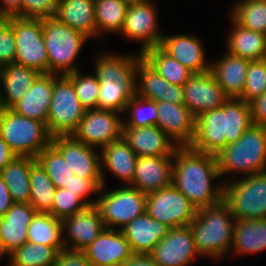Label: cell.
Instances as JSON below:
<instances>
[{"mask_svg": "<svg viewBox=\"0 0 266 266\" xmlns=\"http://www.w3.org/2000/svg\"><path fill=\"white\" fill-rule=\"evenodd\" d=\"M184 104L197 118L202 113L220 108L229 99L212 72L194 73L183 85Z\"/></svg>", "mask_w": 266, "mask_h": 266, "instance_id": "16", "label": "cell"}, {"mask_svg": "<svg viewBox=\"0 0 266 266\" xmlns=\"http://www.w3.org/2000/svg\"><path fill=\"white\" fill-rule=\"evenodd\" d=\"M131 0H94L97 39L105 33H120ZM102 33V34H101Z\"/></svg>", "mask_w": 266, "mask_h": 266, "instance_id": "36", "label": "cell"}, {"mask_svg": "<svg viewBox=\"0 0 266 266\" xmlns=\"http://www.w3.org/2000/svg\"><path fill=\"white\" fill-rule=\"evenodd\" d=\"M112 110H85L80 124L72 136L88 146H107L122 138L123 119Z\"/></svg>", "mask_w": 266, "mask_h": 266, "instance_id": "13", "label": "cell"}, {"mask_svg": "<svg viewBox=\"0 0 266 266\" xmlns=\"http://www.w3.org/2000/svg\"><path fill=\"white\" fill-rule=\"evenodd\" d=\"M37 70L11 63L0 68V82H2V97L7 108H11L31 88L33 82L40 75Z\"/></svg>", "mask_w": 266, "mask_h": 266, "instance_id": "31", "label": "cell"}, {"mask_svg": "<svg viewBox=\"0 0 266 266\" xmlns=\"http://www.w3.org/2000/svg\"><path fill=\"white\" fill-rule=\"evenodd\" d=\"M16 38L12 23L7 18H0V68L15 63Z\"/></svg>", "mask_w": 266, "mask_h": 266, "instance_id": "46", "label": "cell"}, {"mask_svg": "<svg viewBox=\"0 0 266 266\" xmlns=\"http://www.w3.org/2000/svg\"><path fill=\"white\" fill-rule=\"evenodd\" d=\"M145 212L169 228L188 226L196 207L173 184L147 194Z\"/></svg>", "mask_w": 266, "mask_h": 266, "instance_id": "12", "label": "cell"}, {"mask_svg": "<svg viewBox=\"0 0 266 266\" xmlns=\"http://www.w3.org/2000/svg\"><path fill=\"white\" fill-rule=\"evenodd\" d=\"M27 238L28 242L53 247L58 252L65 249L62 220L50 213H35L28 227Z\"/></svg>", "mask_w": 266, "mask_h": 266, "instance_id": "35", "label": "cell"}, {"mask_svg": "<svg viewBox=\"0 0 266 266\" xmlns=\"http://www.w3.org/2000/svg\"><path fill=\"white\" fill-rule=\"evenodd\" d=\"M86 207L87 205L74 193L65 188H56L50 214L57 219L63 220L83 211Z\"/></svg>", "mask_w": 266, "mask_h": 266, "instance_id": "45", "label": "cell"}, {"mask_svg": "<svg viewBox=\"0 0 266 266\" xmlns=\"http://www.w3.org/2000/svg\"><path fill=\"white\" fill-rule=\"evenodd\" d=\"M230 13L238 25L266 34V2L240 0Z\"/></svg>", "mask_w": 266, "mask_h": 266, "instance_id": "40", "label": "cell"}, {"mask_svg": "<svg viewBox=\"0 0 266 266\" xmlns=\"http://www.w3.org/2000/svg\"><path fill=\"white\" fill-rule=\"evenodd\" d=\"M240 179L224 183L223 201L234 219H266V171Z\"/></svg>", "mask_w": 266, "mask_h": 266, "instance_id": "8", "label": "cell"}, {"mask_svg": "<svg viewBox=\"0 0 266 266\" xmlns=\"http://www.w3.org/2000/svg\"><path fill=\"white\" fill-rule=\"evenodd\" d=\"M56 188H64L75 175L62 154L52 145L45 147L36 157Z\"/></svg>", "mask_w": 266, "mask_h": 266, "instance_id": "41", "label": "cell"}, {"mask_svg": "<svg viewBox=\"0 0 266 266\" xmlns=\"http://www.w3.org/2000/svg\"><path fill=\"white\" fill-rule=\"evenodd\" d=\"M0 137L16 156L35 159L52 140L45 123L19 115L10 108L0 119Z\"/></svg>", "mask_w": 266, "mask_h": 266, "instance_id": "7", "label": "cell"}, {"mask_svg": "<svg viewBox=\"0 0 266 266\" xmlns=\"http://www.w3.org/2000/svg\"><path fill=\"white\" fill-rule=\"evenodd\" d=\"M159 47L193 73H203L210 70L211 64L206 62L202 42L196 36L163 35Z\"/></svg>", "mask_w": 266, "mask_h": 266, "instance_id": "25", "label": "cell"}, {"mask_svg": "<svg viewBox=\"0 0 266 266\" xmlns=\"http://www.w3.org/2000/svg\"><path fill=\"white\" fill-rule=\"evenodd\" d=\"M83 252L92 266H122L134 254L122 231L108 228Z\"/></svg>", "mask_w": 266, "mask_h": 266, "instance_id": "18", "label": "cell"}, {"mask_svg": "<svg viewBox=\"0 0 266 266\" xmlns=\"http://www.w3.org/2000/svg\"><path fill=\"white\" fill-rule=\"evenodd\" d=\"M157 126L179 147L189 146L194 139L195 117L185 104L157 102Z\"/></svg>", "mask_w": 266, "mask_h": 266, "instance_id": "20", "label": "cell"}, {"mask_svg": "<svg viewBox=\"0 0 266 266\" xmlns=\"http://www.w3.org/2000/svg\"><path fill=\"white\" fill-rule=\"evenodd\" d=\"M58 254L53 247L27 241L8 256L9 266H52Z\"/></svg>", "mask_w": 266, "mask_h": 266, "instance_id": "39", "label": "cell"}, {"mask_svg": "<svg viewBox=\"0 0 266 266\" xmlns=\"http://www.w3.org/2000/svg\"><path fill=\"white\" fill-rule=\"evenodd\" d=\"M156 9L150 0H131L122 27V33L128 39L142 42L140 53L159 46L163 37L158 30Z\"/></svg>", "mask_w": 266, "mask_h": 266, "instance_id": "14", "label": "cell"}, {"mask_svg": "<svg viewBox=\"0 0 266 266\" xmlns=\"http://www.w3.org/2000/svg\"><path fill=\"white\" fill-rule=\"evenodd\" d=\"M122 266H158L150 254H133Z\"/></svg>", "mask_w": 266, "mask_h": 266, "instance_id": "53", "label": "cell"}, {"mask_svg": "<svg viewBox=\"0 0 266 266\" xmlns=\"http://www.w3.org/2000/svg\"><path fill=\"white\" fill-rule=\"evenodd\" d=\"M0 18H7L9 16H17L21 12L23 0H1Z\"/></svg>", "mask_w": 266, "mask_h": 266, "instance_id": "51", "label": "cell"}, {"mask_svg": "<svg viewBox=\"0 0 266 266\" xmlns=\"http://www.w3.org/2000/svg\"><path fill=\"white\" fill-rule=\"evenodd\" d=\"M66 76L72 81L76 96L85 110L97 109L99 96V81L95 74L82 75L75 71Z\"/></svg>", "mask_w": 266, "mask_h": 266, "instance_id": "43", "label": "cell"}, {"mask_svg": "<svg viewBox=\"0 0 266 266\" xmlns=\"http://www.w3.org/2000/svg\"><path fill=\"white\" fill-rule=\"evenodd\" d=\"M134 254H150L168 233L169 227L152 219L146 212L121 229Z\"/></svg>", "mask_w": 266, "mask_h": 266, "instance_id": "27", "label": "cell"}, {"mask_svg": "<svg viewBox=\"0 0 266 266\" xmlns=\"http://www.w3.org/2000/svg\"><path fill=\"white\" fill-rule=\"evenodd\" d=\"M266 91V60L249 62L246 74L245 87L239 99L249 103Z\"/></svg>", "mask_w": 266, "mask_h": 266, "instance_id": "44", "label": "cell"}, {"mask_svg": "<svg viewBox=\"0 0 266 266\" xmlns=\"http://www.w3.org/2000/svg\"><path fill=\"white\" fill-rule=\"evenodd\" d=\"M16 38L15 63L48 74L47 50L42 32V19L9 16Z\"/></svg>", "mask_w": 266, "mask_h": 266, "instance_id": "11", "label": "cell"}, {"mask_svg": "<svg viewBox=\"0 0 266 266\" xmlns=\"http://www.w3.org/2000/svg\"><path fill=\"white\" fill-rule=\"evenodd\" d=\"M173 157L141 156L137 158L133 181L129 185L145 194L172 184Z\"/></svg>", "mask_w": 266, "mask_h": 266, "instance_id": "24", "label": "cell"}, {"mask_svg": "<svg viewBox=\"0 0 266 266\" xmlns=\"http://www.w3.org/2000/svg\"><path fill=\"white\" fill-rule=\"evenodd\" d=\"M232 221L235 219L224 201L197 209L189 224L197 253L216 260L228 253L233 243Z\"/></svg>", "mask_w": 266, "mask_h": 266, "instance_id": "4", "label": "cell"}, {"mask_svg": "<svg viewBox=\"0 0 266 266\" xmlns=\"http://www.w3.org/2000/svg\"><path fill=\"white\" fill-rule=\"evenodd\" d=\"M14 204L10 192L3 178L0 176V217H2Z\"/></svg>", "mask_w": 266, "mask_h": 266, "instance_id": "52", "label": "cell"}, {"mask_svg": "<svg viewBox=\"0 0 266 266\" xmlns=\"http://www.w3.org/2000/svg\"><path fill=\"white\" fill-rule=\"evenodd\" d=\"M55 17L89 39L97 40L94 0H58Z\"/></svg>", "mask_w": 266, "mask_h": 266, "instance_id": "29", "label": "cell"}, {"mask_svg": "<svg viewBox=\"0 0 266 266\" xmlns=\"http://www.w3.org/2000/svg\"><path fill=\"white\" fill-rule=\"evenodd\" d=\"M35 213L29 203H14L0 217V247L4 256H9L28 241V227Z\"/></svg>", "mask_w": 266, "mask_h": 266, "instance_id": "23", "label": "cell"}, {"mask_svg": "<svg viewBox=\"0 0 266 266\" xmlns=\"http://www.w3.org/2000/svg\"><path fill=\"white\" fill-rule=\"evenodd\" d=\"M249 62V60L226 53L215 63H211L210 71L229 98H239L242 95Z\"/></svg>", "mask_w": 266, "mask_h": 266, "instance_id": "28", "label": "cell"}, {"mask_svg": "<svg viewBox=\"0 0 266 266\" xmlns=\"http://www.w3.org/2000/svg\"><path fill=\"white\" fill-rule=\"evenodd\" d=\"M1 94H2V90L0 89V119L2 118L5 111L7 110V107L5 105L4 99Z\"/></svg>", "mask_w": 266, "mask_h": 266, "instance_id": "55", "label": "cell"}, {"mask_svg": "<svg viewBox=\"0 0 266 266\" xmlns=\"http://www.w3.org/2000/svg\"><path fill=\"white\" fill-rule=\"evenodd\" d=\"M54 87V74H40L31 88L10 109L15 113L47 123Z\"/></svg>", "mask_w": 266, "mask_h": 266, "instance_id": "26", "label": "cell"}, {"mask_svg": "<svg viewBox=\"0 0 266 266\" xmlns=\"http://www.w3.org/2000/svg\"><path fill=\"white\" fill-rule=\"evenodd\" d=\"M173 163L172 184L196 209L223 201L224 185H212L221 177L216 155L183 146L175 150Z\"/></svg>", "mask_w": 266, "mask_h": 266, "instance_id": "1", "label": "cell"}, {"mask_svg": "<svg viewBox=\"0 0 266 266\" xmlns=\"http://www.w3.org/2000/svg\"><path fill=\"white\" fill-rule=\"evenodd\" d=\"M136 94L156 102L184 104L183 86L166 81L143 57L136 66Z\"/></svg>", "mask_w": 266, "mask_h": 266, "instance_id": "21", "label": "cell"}, {"mask_svg": "<svg viewBox=\"0 0 266 266\" xmlns=\"http://www.w3.org/2000/svg\"><path fill=\"white\" fill-rule=\"evenodd\" d=\"M58 0H23L19 18L43 19L57 14Z\"/></svg>", "mask_w": 266, "mask_h": 266, "instance_id": "47", "label": "cell"}, {"mask_svg": "<svg viewBox=\"0 0 266 266\" xmlns=\"http://www.w3.org/2000/svg\"><path fill=\"white\" fill-rule=\"evenodd\" d=\"M252 124L249 103L229 98L222 107L195 118L194 139L189 147L216 155L225 146L236 142Z\"/></svg>", "mask_w": 266, "mask_h": 266, "instance_id": "2", "label": "cell"}, {"mask_svg": "<svg viewBox=\"0 0 266 266\" xmlns=\"http://www.w3.org/2000/svg\"><path fill=\"white\" fill-rule=\"evenodd\" d=\"M122 137L137 157H173L179 147L158 126L137 128L123 126Z\"/></svg>", "mask_w": 266, "mask_h": 266, "instance_id": "22", "label": "cell"}, {"mask_svg": "<svg viewBox=\"0 0 266 266\" xmlns=\"http://www.w3.org/2000/svg\"><path fill=\"white\" fill-rule=\"evenodd\" d=\"M52 266H91L83 251L63 249Z\"/></svg>", "mask_w": 266, "mask_h": 266, "instance_id": "49", "label": "cell"}, {"mask_svg": "<svg viewBox=\"0 0 266 266\" xmlns=\"http://www.w3.org/2000/svg\"><path fill=\"white\" fill-rule=\"evenodd\" d=\"M142 57L169 83L183 86L194 74L159 46L147 49Z\"/></svg>", "mask_w": 266, "mask_h": 266, "instance_id": "37", "label": "cell"}, {"mask_svg": "<svg viewBox=\"0 0 266 266\" xmlns=\"http://www.w3.org/2000/svg\"><path fill=\"white\" fill-rule=\"evenodd\" d=\"M101 167L130 185L133 181L137 156L123 137L101 149Z\"/></svg>", "mask_w": 266, "mask_h": 266, "instance_id": "32", "label": "cell"}, {"mask_svg": "<svg viewBox=\"0 0 266 266\" xmlns=\"http://www.w3.org/2000/svg\"><path fill=\"white\" fill-rule=\"evenodd\" d=\"M216 158L221 176L230 172L245 176L265 172L266 126L252 124L236 142L217 153Z\"/></svg>", "mask_w": 266, "mask_h": 266, "instance_id": "5", "label": "cell"}, {"mask_svg": "<svg viewBox=\"0 0 266 266\" xmlns=\"http://www.w3.org/2000/svg\"><path fill=\"white\" fill-rule=\"evenodd\" d=\"M42 32L47 50L48 74L66 75L80 70L75 62L76 57L89 38L56 17L42 19Z\"/></svg>", "mask_w": 266, "mask_h": 266, "instance_id": "6", "label": "cell"}, {"mask_svg": "<svg viewBox=\"0 0 266 266\" xmlns=\"http://www.w3.org/2000/svg\"><path fill=\"white\" fill-rule=\"evenodd\" d=\"M56 187L45 169L36 161L30 171V202L36 212L50 213Z\"/></svg>", "mask_w": 266, "mask_h": 266, "instance_id": "38", "label": "cell"}, {"mask_svg": "<svg viewBox=\"0 0 266 266\" xmlns=\"http://www.w3.org/2000/svg\"><path fill=\"white\" fill-rule=\"evenodd\" d=\"M106 186H102L100 197L96 201L105 228L119 230L129 222L145 212L147 194L131 186H123L108 192H104ZM105 193H103V192Z\"/></svg>", "mask_w": 266, "mask_h": 266, "instance_id": "10", "label": "cell"}, {"mask_svg": "<svg viewBox=\"0 0 266 266\" xmlns=\"http://www.w3.org/2000/svg\"><path fill=\"white\" fill-rule=\"evenodd\" d=\"M150 255L158 266H187L194 257L200 256L189 225L169 228Z\"/></svg>", "mask_w": 266, "mask_h": 266, "instance_id": "17", "label": "cell"}, {"mask_svg": "<svg viewBox=\"0 0 266 266\" xmlns=\"http://www.w3.org/2000/svg\"><path fill=\"white\" fill-rule=\"evenodd\" d=\"M84 112L72 81L66 75L54 74V87L46 123L49 134L52 137L72 135L78 128Z\"/></svg>", "mask_w": 266, "mask_h": 266, "instance_id": "9", "label": "cell"}, {"mask_svg": "<svg viewBox=\"0 0 266 266\" xmlns=\"http://www.w3.org/2000/svg\"><path fill=\"white\" fill-rule=\"evenodd\" d=\"M231 21L233 29L227 36V53L249 61L265 59L266 34L246 29L232 18Z\"/></svg>", "mask_w": 266, "mask_h": 266, "instance_id": "30", "label": "cell"}, {"mask_svg": "<svg viewBox=\"0 0 266 266\" xmlns=\"http://www.w3.org/2000/svg\"><path fill=\"white\" fill-rule=\"evenodd\" d=\"M37 160L32 157H19L8 163L1 171L14 203L30 202V171Z\"/></svg>", "mask_w": 266, "mask_h": 266, "instance_id": "33", "label": "cell"}, {"mask_svg": "<svg viewBox=\"0 0 266 266\" xmlns=\"http://www.w3.org/2000/svg\"><path fill=\"white\" fill-rule=\"evenodd\" d=\"M4 256L3 253H2V249L0 247V257Z\"/></svg>", "mask_w": 266, "mask_h": 266, "instance_id": "56", "label": "cell"}, {"mask_svg": "<svg viewBox=\"0 0 266 266\" xmlns=\"http://www.w3.org/2000/svg\"><path fill=\"white\" fill-rule=\"evenodd\" d=\"M103 186V179H89L74 175L65 189L77 195L87 206L96 205V199L85 200L90 194L99 193Z\"/></svg>", "mask_w": 266, "mask_h": 266, "instance_id": "48", "label": "cell"}, {"mask_svg": "<svg viewBox=\"0 0 266 266\" xmlns=\"http://www.w3.org/2000/svg\"><path fill=\"white\" fill-rule=\"evenodd\" d=\"M233 226V250L238 254L266 249V219H237Z\"/></svg>", "mask_w": 266, "mask_h": 266, "instance_id": "34", "label": "cell"}, {"mask_svg": "<svg viewBox=\"0 0 266 266\" xmlns=\"http://www.w3.org/2000/svg\"><path fill=\"white\" fill-rule=\"evenodd\" d=\"M130 116L123 120V126L148 127L157 126V102L142 98L137 94L127 103L124 113Z\"/></svg>", "mask_w": 266, "mask_h": 266, "instance_id": "42", "label": "cell"}, {"mask_svg": "<svg viewBox=\"0 0 266 266\" xmlns=\"http://www.w3.org/2000/svg\"><path fill=\"white\" fill-rule=\"evenodd\" d=\"M105 229L99 209L87 206L83 211L62 220V230L68 232V238H63L65 249L83 251ZM72 246L68 245V240Z\"/></svg>", "mask_w": 266, "mask_h": 266, "instance_id": "19", "label": "cell"}, {"mask_svg": "<svg viewBox=\"0 0 266 266\" xmlns=\"http://www.w3.org/2000/svg\"><path fill=\"white\" fill-rule=\"evenodd\" d=\"M17 156L9 145L0 137V173L2 169Z\"/></svg>", "mask_w": 266, "mask_h": 266, "instance_id": "54", "label": "cell"}, {"mask_svg": "<svg viewBox=\"0 0 266 266\" xmlns=\"http://www.w3.org/2000/svg\"><path fill=\"white\" fill-rule=\"evenodd\" d=\"M51 144L62 154L76 176L103 179V186H106L101 155L96 153V148L76 140L72 135L54 136Z\"/></svg>", "mask_w": 266, "mask_h": 266, "instance_id": "15", "label": "cell"}, {"mask_svg": "<svg viewBox=\"0 0 266 266\" xmlns=\"http://www.w3.org/2000/svg\"><path fill=\"white\" fill-rule=\"evenodd\" d=\"M141 57V53H109L96 59L95 76L99 81L97 109L124 113L127 103L136 95V66Z\"/></svg>", "mask_w": 266, "mask_h": 266, "instance_id": "3", "label": "cell"}, {"mask_svg": "<svg viewBox=\"0 0 266 266\" xmlns=\"http://www.w3.org/2000/svg\"><path fill=\"white\" fill-rule=\"evenodd\" d=\"M254 125L266 126V91L249 102Z\"/></svg>", "mask_w": 266, "mask_h": 266, "instance_id": "50", "label": "cell"}]
</instances>
